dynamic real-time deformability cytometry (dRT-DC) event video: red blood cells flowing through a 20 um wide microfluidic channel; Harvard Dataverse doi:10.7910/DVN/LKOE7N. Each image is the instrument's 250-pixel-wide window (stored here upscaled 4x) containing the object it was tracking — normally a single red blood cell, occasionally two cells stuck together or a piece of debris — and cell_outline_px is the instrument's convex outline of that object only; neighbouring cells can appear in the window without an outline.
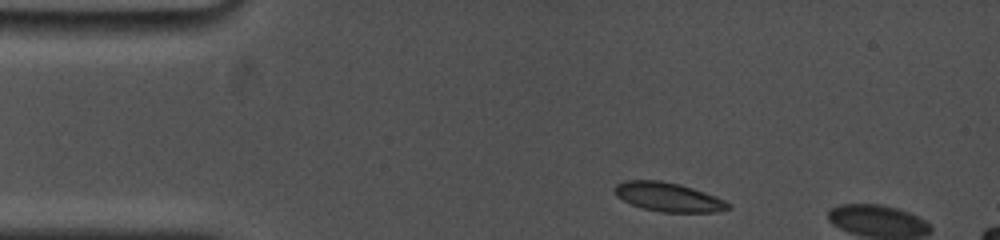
{"species": "common noctule bat (a hibernating species)", "species_latin": "Nyctalus noctula", "temperature_condition": "cold", "stored_images_in_passage": 3, "camera_frame_rate_fps": 5000, "um_per_image_px": 0.085, "animal": {"sex": "female", "body_mass_g": 19.0, "forearm_length_mm": 53.3}, "frame": {"image": 1, "passage_image": 1, "time_ms": 0.0, "image_size_px": [1000, 240], "cell_outline_px": [[732, 208], [716, 212], [660, 212], [644, 208], [632, 204], [616, 196], [612, 188], [616, 184], [624, 180], [660, 180], [680, 184], [716, 196], [732, 204]], "centroid_in_image_um": [56.81, 16.74], "position_along_channel_um": 28.2, "area_um2": 19.31}}